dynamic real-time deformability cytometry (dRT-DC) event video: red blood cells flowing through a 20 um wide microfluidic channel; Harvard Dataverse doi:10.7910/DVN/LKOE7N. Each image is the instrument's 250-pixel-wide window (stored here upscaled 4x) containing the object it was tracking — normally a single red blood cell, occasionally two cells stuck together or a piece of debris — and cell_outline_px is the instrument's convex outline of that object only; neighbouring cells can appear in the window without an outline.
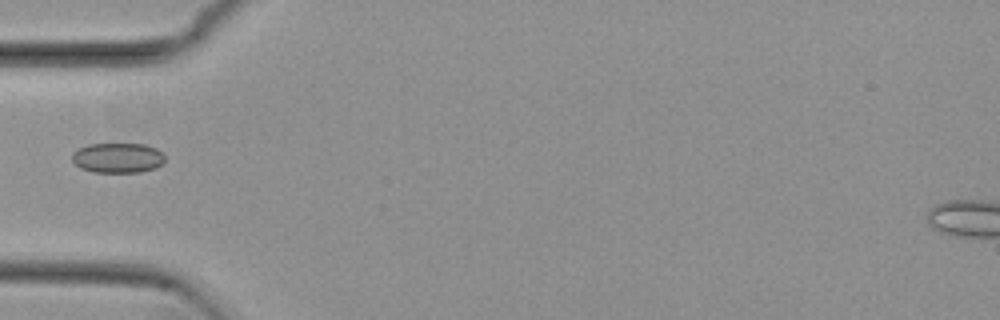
{"species": "common noctule bat (a hibernating species)", "species_latin": "Nyctalus noctula", "temperature_condition": "cold", "stored_images_in_passage": 36, "camera_frame_rate_fps": 3000, "um_per_image_px": 0.085, "animal": {"sex": "female", "body_mass_g": 29.2, "forearm_length_mm": 56.3}, "frame": {"image": 1, "passage_image": 1, "time_ms": 0.0, "image_size_px": [1000, 320], "cell_outline_px": [[164, 160], [156, 168], [140, 172], [92, 172], [80, 168], [72, 160], [72, 152], [88, 144], [144, 144], [156, 148], [164, 156]], "centroid_in_image_um": [9.99, 13.42], "position_along_channel_um": 75.0, "area_um2": 16.18}}